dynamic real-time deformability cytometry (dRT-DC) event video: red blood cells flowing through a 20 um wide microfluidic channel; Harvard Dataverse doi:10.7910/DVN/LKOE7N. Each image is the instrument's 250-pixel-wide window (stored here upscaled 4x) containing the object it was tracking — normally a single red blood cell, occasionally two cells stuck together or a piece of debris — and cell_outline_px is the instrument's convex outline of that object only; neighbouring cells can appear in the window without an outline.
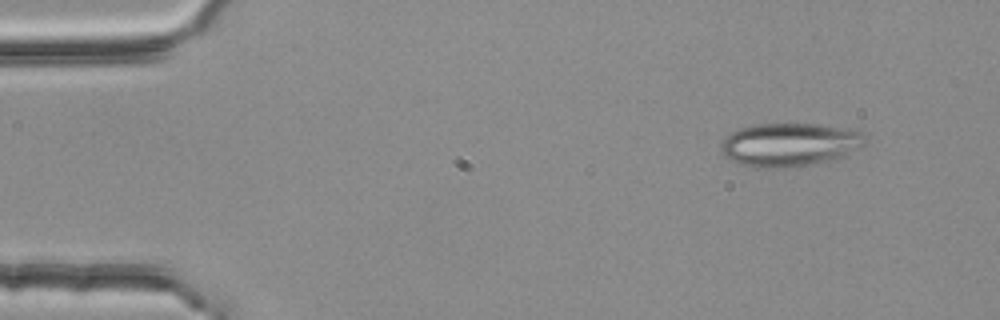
{"species": "common noctule bat (a hibernating species)", "species_latin": "Nyctalus noctula", "temperature_condition": "room temperature", "stored_images_in_passage": 3, "camera_frame_rate_fps": 3000, "um_per_image_px": 0.085, "animal": {"sex": "female", "body_mass_g": 25.1}, "frame": {"image": 1, "passage_image": 1, "time_ms": 0.0, "image_size_px": [1000, 320], "cell_outline_px": [[864, 144], [860, 148], [836, 160], [784, 168], [760, 168], [740, 164], [724, 156], [720, 152], [720, 144], [724, 136], [740, 128], [756, 124], [816, 124], [856, 128], [864, 132]], "centroid_in_image_um": [67.14, 12.29], "position_along_channel_um": 17.9, "area_um2": 37.05}}